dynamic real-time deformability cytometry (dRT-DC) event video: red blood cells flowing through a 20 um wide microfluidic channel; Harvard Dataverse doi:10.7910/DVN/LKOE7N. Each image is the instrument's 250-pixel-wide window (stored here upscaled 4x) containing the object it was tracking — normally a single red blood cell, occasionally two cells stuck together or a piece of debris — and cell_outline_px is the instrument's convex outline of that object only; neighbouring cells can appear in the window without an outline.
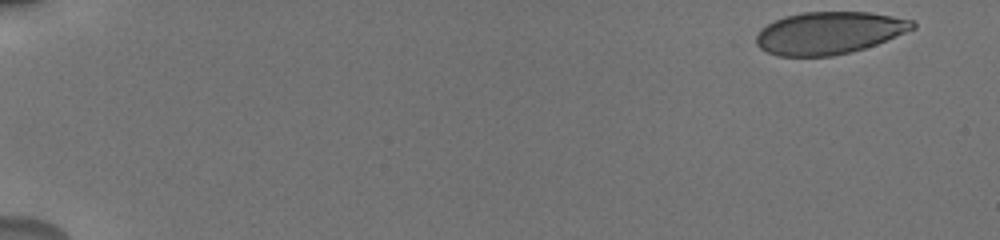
{"species": "human", "species_latin": "Homo sapiens", "temperature_condition": "cold", "stored_images_in_passage": 54, "camera_frame_rate_fps": 3000, "um_per_image_px": 0.085, "donor": {"sex": "male"}, "frame": {"image": 1, "passage_image": 1, "time_ms": 0.0, "image_size_px": [1000, 240], "cell_outline_px": [[916, 28], [876, 44], [852, 52], [832, 56], [776, 56], [760, 48], [756, 44], [756, 36], [760, 28], [784, 16], [804, 12], [872, 12], [916, 20]], "centroid_in_image_um": [70.49, 2.79], "position_along_channel_um": 14.5, "area_um2": 38.78}}
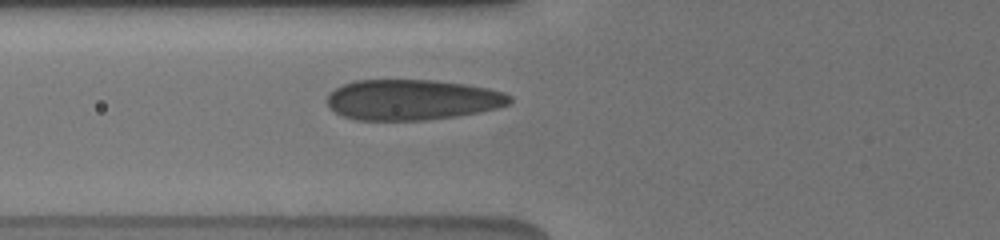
{"frame": {"image": 2, "passage_image": 15, "time_ms": 6.333, "image_size_px": [1000, 240], "cell_outline_px": [[512, 100], [508, 104], [496, 108], [480, 112], [456, 116], [428, 120], [356, 120], [344, 116], [328, 108], [324, 100], [336, 88], [344, 84], [356, 80], [432, 80], [464, 84], [488, 88], [504, 92], [512, 96]], "centroid_in_image_um": [35.02, 8.48], "position_along_channel_um": 90.8, "area_um2": 43.23}}
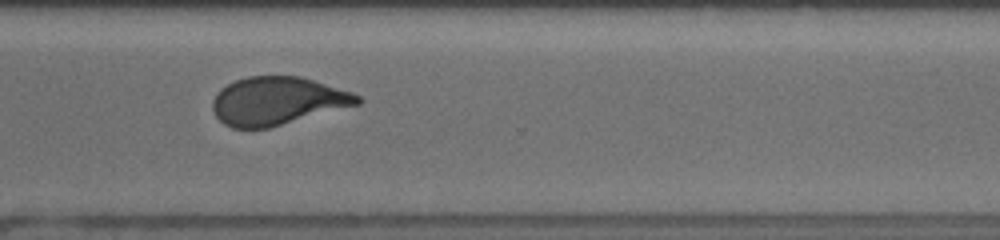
{"frame": {"image": 3, "passage_image": 41, "time_ms": 13.0, "image_size_px": [1000, 240], "cell_outline_px": [[364, 100], [360, 104], [268, 128], [232, 128], [224, 124], [216, 116], [212, 108], [212, 100], [216, 92], [220, 88], [236, 80], [248, 76], [300, 76], [352, 92], [360, 96]], "centroid_in_image_um": [23.57, 8.58], "position_along_channel_um": 347.0, "area_um2": 40.58}, "authors_computed_cell_mechanics": {"area_um2": 41.2981, "velocity_mm_per_s": 3.8445, "shape_relaxation_time_tau1_ms": 4.2525, "shape_relaxation_time_tau2_ms": null, "deformation_change_tau1": 0.1421, "deformation_change_tau2": null}}